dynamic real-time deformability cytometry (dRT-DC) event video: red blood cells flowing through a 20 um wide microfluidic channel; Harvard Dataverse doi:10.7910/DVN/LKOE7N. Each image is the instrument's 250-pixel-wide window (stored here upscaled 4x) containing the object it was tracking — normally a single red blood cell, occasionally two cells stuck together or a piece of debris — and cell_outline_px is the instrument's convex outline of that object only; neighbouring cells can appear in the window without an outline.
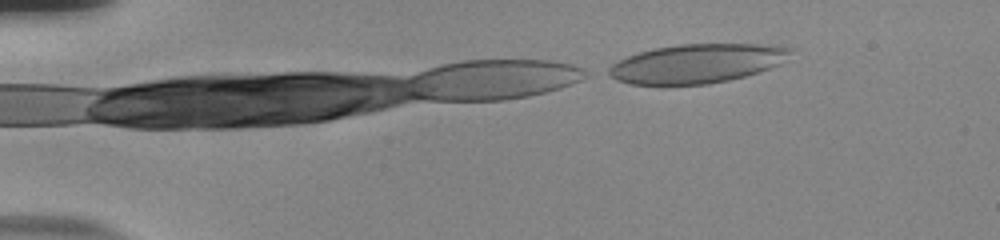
{"species": "human", "species_latin": "Homo sapiens", "temperature_condition": "room temperature", "stored_images_in_passage": 35, "camera_frame_rate_fps": 3000, "um_per_image_px": 0.085, "donor": {"sex": "male"}, "frame": {"image": 1, "passage_image": 1, "time_ms": 0.0, "image_size_px": [1000, 240], "cell_outline_px": [[792, 48], [780, 64], [744, 76], [728, 80], [708, 84], [628, 84], [616, 80], [608, 72], [608, 68], [612, 64], [628, 56], [640, 52], [656, 48], [680, 44], [756, 44]], "centroid_in_image_um": [59.18, 5.4], "position_along_channel_um": 25.8, "area_um2": 40.58}}
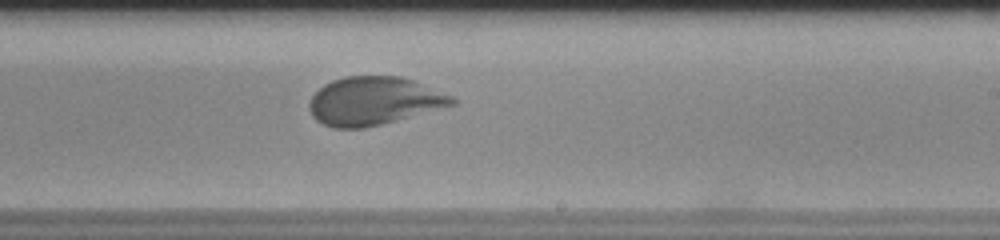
{"frame": {"image": 2, "passage_image": 21, "time_ms": 6.667, "image_size_px": [1000, 240], "cell_outline_px": [[456, 104], [396, 120], [364, 128], [332, 128], [316, 120], [312, 116], [308, 108], [308, 104], [312, 96], [324, 84], [332, 80], [344, 76], [400, 76], [412, 80], [452, 96], [456, 100]], "centroid_in_image_um": [31.73, 8.58], "position_along_channel_um": 257.3, "area_um2": 39.82}}
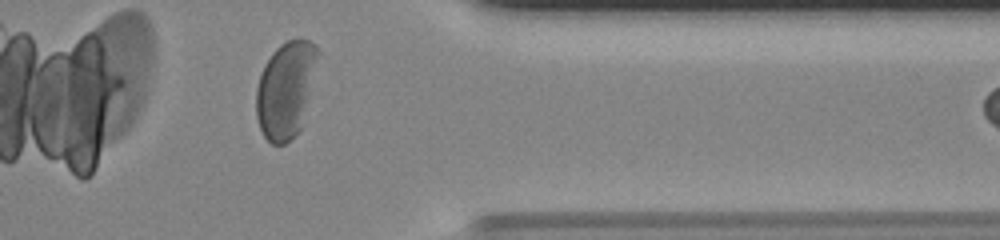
{"frame": {"image": 3, "passage_image": 32, "time_ms": 10.333, "image_size_px": [1000, 240], "cell_outline_px": [[320, 52], [300, 128], [284, 144], [272, 144], [264, 136], [260, 128], [256, 116], [256, 88], [260, 72], [264, 64], [272, 52], [280, 44], [288, 40], [308, 40], [316, 44], [320, 48]], "centroid_in_image_um": [24.26, 7.57], "position_along_channel_um": 387.1, "area_um2": 34.28}}